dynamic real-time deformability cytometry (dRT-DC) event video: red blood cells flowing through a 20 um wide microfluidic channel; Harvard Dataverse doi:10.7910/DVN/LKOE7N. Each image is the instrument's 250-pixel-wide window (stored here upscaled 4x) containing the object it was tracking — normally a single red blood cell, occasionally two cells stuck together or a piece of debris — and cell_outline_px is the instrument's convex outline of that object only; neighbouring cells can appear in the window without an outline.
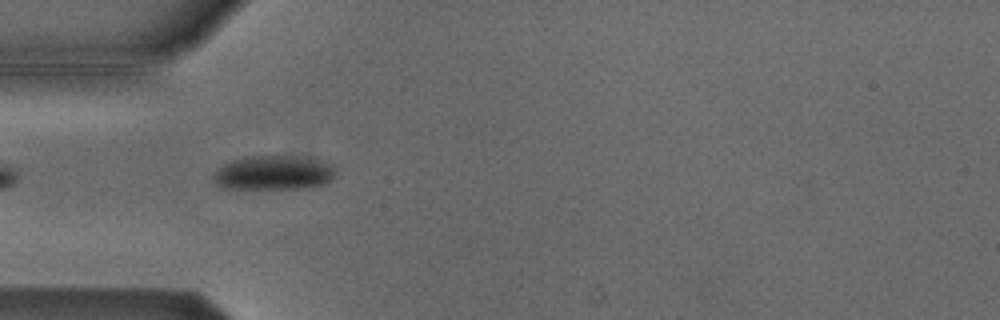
{"species": "Egyptian fruit bat (a non-hibernating species)", "species_latin": "Rousettus aegyptiacus", "temperature_condition": "cold", "stored_images_in_passage": 7, "camera_frame_rate_fps": 3000, "um_per_image_px": 0.085, "animal": {"sex": "male"}, "frame": {"image": 1, "passage_image": 5, "time_ms": 1.333, "image_size_px": [1000, 320], "cell_outline_px": [[332, 176], [324, 184], [300, 188], [232, 188], [216, 184], [216, 172], [224, 164], [232, 160], [244, 156], [284, 156], [320, 160], [332, 164]], "centroid_in_image_um": [23.25, 14.67], "position_along_channel_um": 61.8, "area_um2": 23.52}}
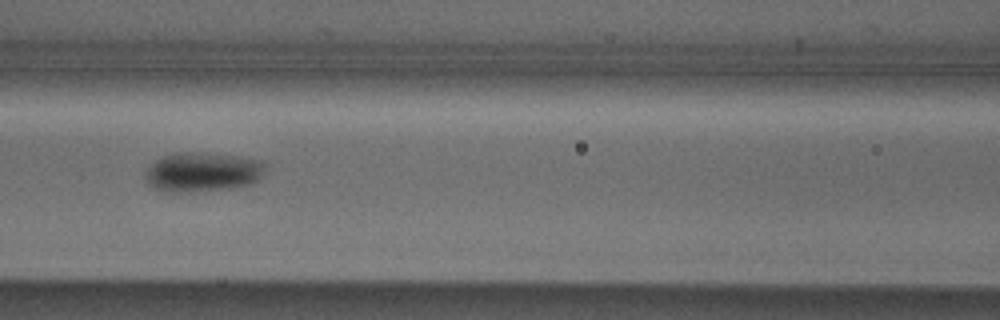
{"frame": {"image": 2, "passage_image": 7, "time_ms": 2.0, "image_size_px": [1000, 320], "cell_outline_px": [[260, 176], [256, 180], [248, 184], [232, 188], [192, 192], [164, 192], [156, 188], [144, 176], [148, 164], [160, 156], [176, 152], [192, 152], [232, 156], [256, 160], [260, 164]], "centroid_in_image_um": [17.05, 14.63], "position_along_channel_um": 149.5, "area_um2": 26.93}}